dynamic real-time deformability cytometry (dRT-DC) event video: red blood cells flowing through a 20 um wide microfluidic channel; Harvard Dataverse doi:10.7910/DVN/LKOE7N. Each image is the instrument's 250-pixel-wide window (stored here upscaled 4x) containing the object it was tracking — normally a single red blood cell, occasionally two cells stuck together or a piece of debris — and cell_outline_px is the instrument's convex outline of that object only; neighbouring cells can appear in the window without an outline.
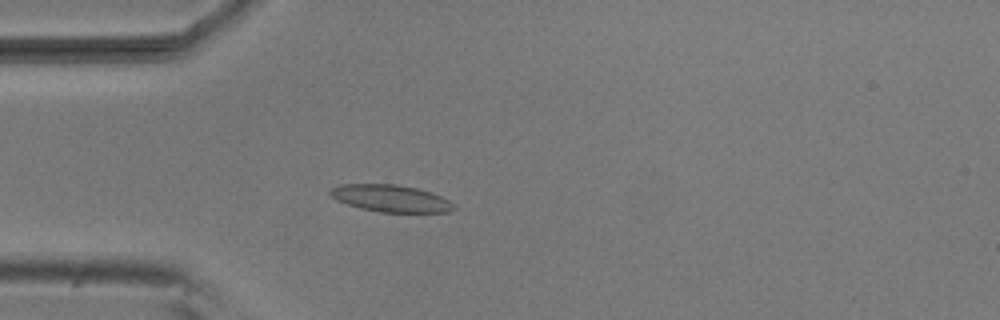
{"species": "common noctule bat (a hibernating species)", "species_latin": "Nyctalus noctula", "temperature_condition": "room temperature", "stored_images_in_passage": 51, "camera_frame_rate_fps": 3000, "um_per_image_px": 0.085, "animal": {"sex": "male", "body_mass_g": 20.5, "forearm_length_mm": 52.5}, "frame": {"image": 1, "passage_image": 13, "time_ms": 4.0, "image_size_px": [1000, 320], "cell_outline_px": [[456, 208], [448, 212], [380, 212], [360, 208], [336, 200], [328, 192], [332, 188], [340, 184], [396, 184], [416, 188], [432, 192], [448, 200]], "centroid_in_image_um": [33.2, 16.86], "position_along_channel_um": 51.8, "area_um2": 19.36}}
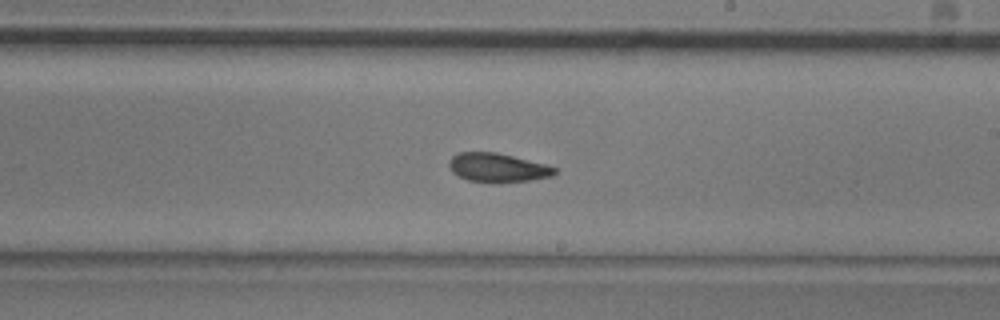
{"frame": {"image": 2, "passage_image": 29, "time_ms": 9.333, "image_size_px": [1000, 320], "cell_outline_px": [[556, 172], [552, 176], [528, 180], [492, 184], [468, 180], [452, 172], [448, 164], [448, 160], [452, 156], [460, 152], [496, 152], [548, 164], [556, 168]], "centroid_in_image_um": [42.29, 14.25], "position_along_channel_um": 246.7, "area_um2": 18.03}}
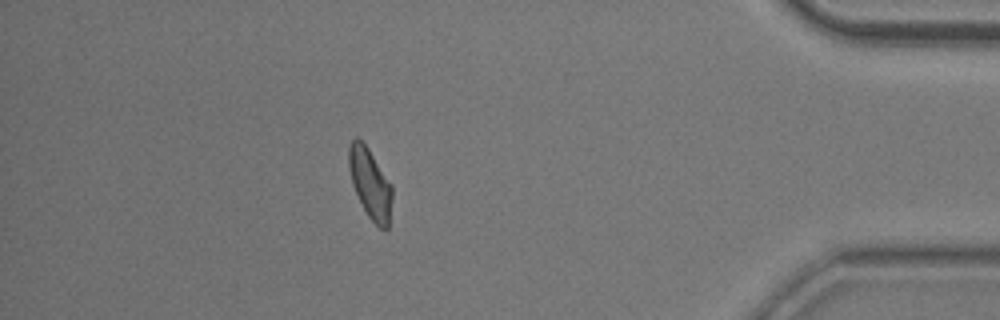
{"frame": {"image": 3, "passage_image": 45, "time_ms": 14.667, "image_size_px": [1000, 320], "cell_outline_px": [[392, 196], [388, 228], [384, 232], [368, 216], [352, 184], [348, 164], [348, 148], [352, 140], [356, 136], [368, 148], [392, 184]], "centroid_in_image_um": [31.47, 15.59], "position_along_channel_um": 403.7, "area_um2": 17.57}, "authors_computed_cell_mechanics": {"area_um2": 18.207, "velocity_mm_per_s": 3.7905, "shape_relaxation_time_tau1_ms": 5.9728, "shape_relaxation_time_tau2_ms": 3.2036, "deformation_change_tau1": 0.1406, "deformation_change_tau2": 0.0919}}